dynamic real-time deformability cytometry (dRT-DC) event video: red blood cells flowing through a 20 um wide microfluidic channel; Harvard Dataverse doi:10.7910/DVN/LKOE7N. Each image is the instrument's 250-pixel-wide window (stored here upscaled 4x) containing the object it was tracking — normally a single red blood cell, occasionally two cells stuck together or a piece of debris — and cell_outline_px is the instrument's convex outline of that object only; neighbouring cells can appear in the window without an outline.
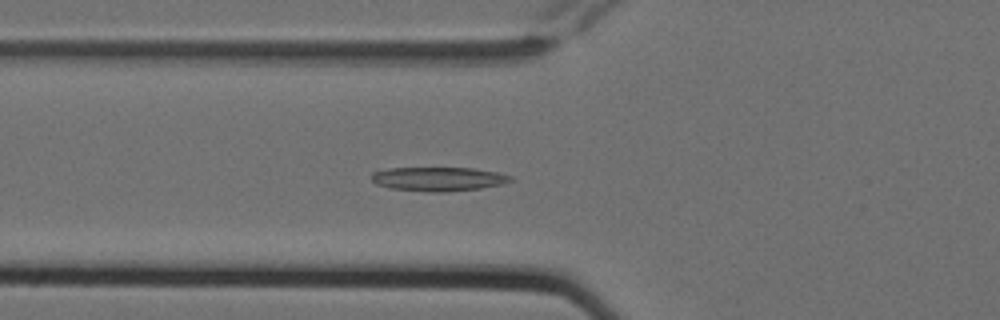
{"species": "Egyptian fruit bat (a non-hibernating species)", "species_latin": "Rousettus aegyptiacus", "temperature_condition": "cold", "stored_images_in_passage": 6, "camera_frame_rate_fps": 3000, "um_per_image_px": 0.085, "animal": {"sex": "female"}, "frame": {"image": 1, "passage_image": 6, "time_ms": 1.667, "image_size_px": [1000, 320], "cell_outline_px": [[512, 180], [500, 184], [480, 188], [448, 192], [428, 192], [388, 188], [376, 184], [372, 180], [372, 172], [392, 168], [472, 168], [496, 172], [512, 176]], "centroid_in_image_um": [37.23, 15.22], "position_along_channel_um": 88.6, "area_um2": 19.36}}